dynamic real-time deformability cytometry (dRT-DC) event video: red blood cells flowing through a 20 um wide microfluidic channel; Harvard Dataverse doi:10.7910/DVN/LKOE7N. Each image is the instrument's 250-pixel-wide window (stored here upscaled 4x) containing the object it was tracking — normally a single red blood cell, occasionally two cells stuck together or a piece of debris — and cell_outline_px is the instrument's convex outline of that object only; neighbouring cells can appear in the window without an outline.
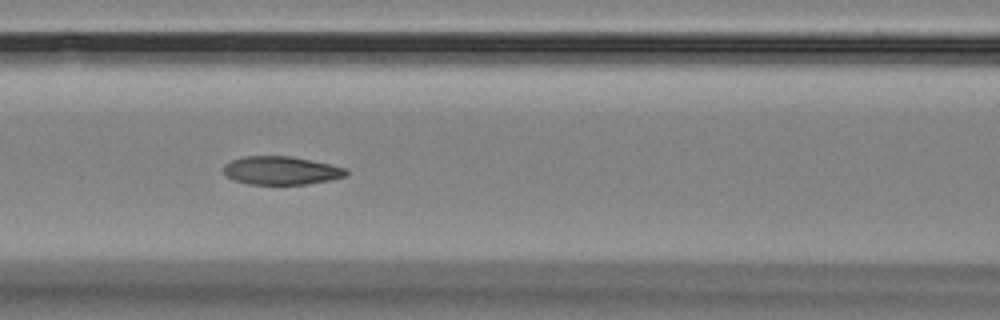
{"species": "Egyptian fruit bat (a non-hibernating species)", "species_latin": "Rousettus aegyptiacus", "temperature_condition": "room temperature", "stored_images_in_passage": 6, "camera_frame_rate_fps": 3000, "um_per_image_px": 0.085, "animal": {"sex": "female"}, "frame": {"image": 1, "passage_image": 5, "time_ms": 6.667, "image_size_px": [1000, 320], "cell_outline_px": [[348, 176], [308, 184], [248, 184], [236, 180], [228, 176], [224, 172], [224, 164], [232, 160], [244, 156], [292, 156], [348, 168]], "centroid_in_image_um": [23.94, 14.49], "position_along_channel_um": 142.7, "area_um2": 20.17}}
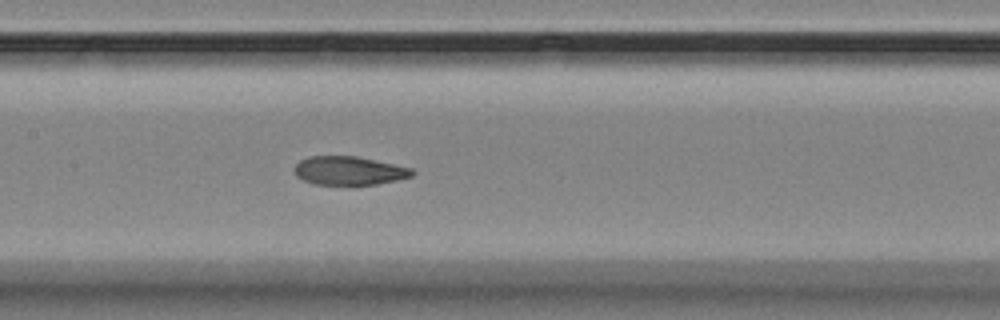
{"frame": {"image": 2, "passage_image": 6, "time_ms": 7.667, "image_size_px": [1000, 320], "cell_outline_px": [[416, 172], [412, 176], [396, 180], [376, 184], [312, 184], [296, 176], [296, 164], [300, 160], [308, 156], [356, 156], [412, 168]], "centroid_in_image_um": [29.68, 14.5], "position_along_channel_um": 177.7, "area_um2": 19.42}}